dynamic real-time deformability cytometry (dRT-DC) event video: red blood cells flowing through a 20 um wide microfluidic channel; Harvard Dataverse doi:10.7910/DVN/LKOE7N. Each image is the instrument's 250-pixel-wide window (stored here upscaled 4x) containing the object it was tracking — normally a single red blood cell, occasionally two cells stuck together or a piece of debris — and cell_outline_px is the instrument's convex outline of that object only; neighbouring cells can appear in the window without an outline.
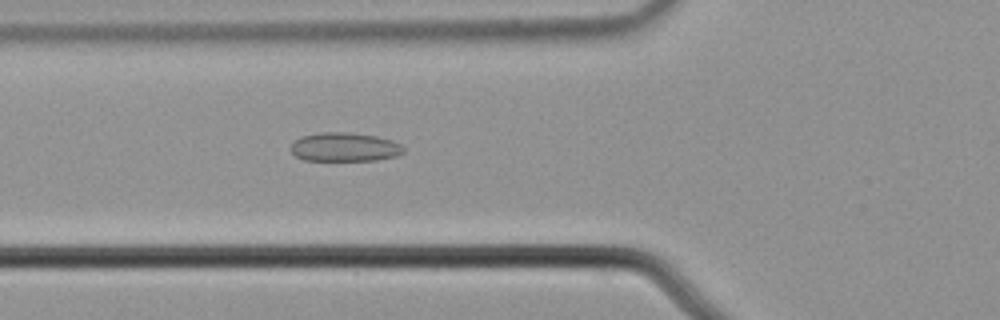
{"species": "common noctule bat (a hibernating species)", "species_latin": "Nyctalus noctula", "temperature_condition": "cold", "stored_images_in_passage": 5, "camera_frame_rate_fps": 3000, "um_per_image_px": 0.085, "animal": {"sex": "male", "body_mass_g": 21.5, "forearm_length_mm": 52.0}, "frame": {"image": 1, "passage_image": 5, "time_ms": 1.333, "image_size_px": [1000, 320], "cell_outline_px": [[404, 152], [396, 156], [376, 160], [304, 160], [296, 156], [292, 152], [292, 144], [300, 136], [320, 132], [348, 132], [376, 136], [392, 140], [400, 144], [404, 148]], "centroid_in_image_um": [29.3, 12.49], "position_along_channel_um": 96.5, "area_um2": 18.9}}